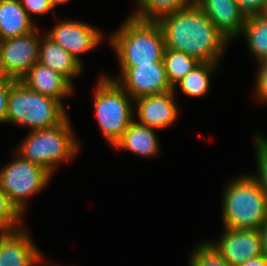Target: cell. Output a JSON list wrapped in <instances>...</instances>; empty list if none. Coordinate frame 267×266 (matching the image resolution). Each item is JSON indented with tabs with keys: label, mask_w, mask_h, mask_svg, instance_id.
Wrapping results in <instances>:
<instances>
[{
	"label": "cell",
	"mask_w": 267,
	"mask_h": 266,
	"mask_svg": "<svg viewBox=\"0 0 267 266\" xmlns=\"http://www.w3.org/2000/svg\"><path fill=\"white\" fill-rule=\"evenodd\" d=\"M47 36L68 51L82 66L80 54L95 49L102 40L99 29L71 19L56 24Z\"/></svg>",
	"instance_id": "cell-10"
},
{
	"label": "cell",
	"mask_w": 267,
	"mask_h": 266,
	"mask_svg": "<svg viewBox=\"0 0 267 266\" xmlns=\"http://www.w3.org/2000/svg\"><path fill=\"white\" fill-rule=\"evenodd\" d=\"M222 196L224 228L260 230L267 195L252 175H242L225 187Z\"/></svg>",
	"instance_id": "cell-3"
},
{
	"label": "cell",
	"mask_w": 267,
	"mask_h": 266,
	"mask_svg": "<svg viewBox=\"0 0 267 266\" xmlns=\"http://www.w3.org/2000/svg\"><path fill=\"white\" fill-rule=\"evenodd\" d=\"M259 71L256 78V93L258 99L262 102H267V59L258 61Z\"/></svg>",
	"instance_id": "cell-26"
},
{
	"label": "cell",
	"mask_w": 267,
	"mask_h": 266,
	"mask_svg": "<svg viewBox=\"0 0 267 266\" xmlns=\"http://www.w3.org/2000/svg\"><path fill=\"white\" fill-rule=\"evenodd\" d=\"M45 36L40 42L39 63L59 72L73 84V78L82 73L83 66L63 47Z\"/></svg>",
	"instance_id": "cell-16"
},
{
	"label": "cell",
	"mask_w": 267,
	"mask_h": 266,
	"mask_svg": "<svg viewBox=\"0 0 267 266\" xmlns=\"http://www.w3.org/2000/svg\"><path fill=\"white\" fill-rule=\"evenodd\" d=\"M12 78L8 75L2 57V41L0 40V81L11 80Z\"/></svg>",
	"instance_id": "cell-31"
},
{
	"label": "cell",
	"mask_w": 267,
	"mask_h": 266,
	"mask_svg": "<svg viewBox=\"0 0 267 266\" xmlns=\"http://www.w3.org/2000/svg\"><path fill=\"white\" fill-rule=\"evenodd\" d=\"M263 226H267V199H266L265 204H264Z\"/></svg>",
	"instance_id": "cell-34"
},
{
	"label": "cell",
	"mask_w": 267,
	"mask_h": 266,
	"mask_svg": "<svg viewBox=\"0 0 267 266\" xmlns=\"http://www.w3.org/2000/svg\"><path fill=\"white\" fill-rule=\"evenodd\" d=\"M237 266H267V257L265 255H261L256 258L248 259Z\"/></svg>",
	"instance_id": "cell-30"
},
{
	"label": "cell",
	"mask_w": 267,
	"mask_h": 266,
	"mask_svg": "<svg viewBox=\"0 0 267 266\" xmlns=\"http://www.w3.org/2000/svg\"><path fill=\"white\" fill-rule=\"evenodd\" d=\"M1 41L5 69L12 79L19 81L39 62L41 38H39L38 29L23 36Z\"/></svg>",
	"instance_id": "cell-9"
},
{
	"label": "cell",
	"mask_w": 267,
	"mask_h": 266,
	"mask_svg": "<svg viewBox=\"0 0 267 266\" xmlns=\"http://www.w3.org/2000/svg\"><path fill=\"white\" fill-rule=\"evenodd\" d=\"M51 176L44 167L18 155L14 161L0 169V188L23 215L26 200L43 190Z\"/></svg>",
	"instance_id": "cell-7"
},
{
	"label": "cell",
	"mask_w": 267,
	"mask_h": 266,
	"mask_svg": "<svg viewBox=\"0 0 267 266\" xmlns=\"http://www.w3.org/2000/svg\"><path fill=\"white\" fill-rule=\"evenodd\" d=\"M22 214L11 203L8 195L0 188V233L23 228Z\"/></svg>",
	"instance_id": "cell-24"
},
{
	"label": "cell",
	"mask_w": 267,
	"mask_h": 266,
	"mask_svg": "<svg viewBox=\"0 0 267 266\" xmlns=\"http://www.w3.org/2000/svg\"><path fill=\"white\" fill-rule=\"evenodd\" d=\"M20 0H0V40L23 36L37 29Z\"/></svg>",
	"instance_id": "cell-18"
},
{
	"label": "cell",
	"mask_w": 267,
	"mask_h": 266,
	"mask_svg": "<svg viewBox=\"0 0 267 266\" xmlns=\"http://www.w3.org/2000/svg\"><path fill=\"white\" fill-rule=\"evenodd\" d=\"M69 121L67 116L54 126L29 131L16 154L44 167L53 175L57 165L72 160L79 150V143Z\"/></svg>",
	"instance_id": "cell-4"
},
{
	"label": "cell",
	"mask_w": 267,
	"mask_h": 266,
	"mask_svg": "<svg viewBox=\"0 0 267 266\" xmlns=\"http://www.w3.org/2000/svg\"><path fill=\"white\" fill-rule=\"evenodd\" d=\"M69 0H50V3L52 5V7L54 8L55 6L57 5H62V4H65L67 3Z\"/></svg>",
	"instance_id": "cell-33"
},
{
	"label": "cell",
	"mask_w": 267,
	"mask_h": 266,
	"mask_svg": "<svg viewBox=\"0 0 267 266\" xmlns=\"http://www.w3.org/2000/svg\"><path fill=\"white\" fill-rule=\"evenodd\" d=\"M243 33L248 49L257 61L267 59V19L262 15L246 18Z\"/></svg>",
	"instance_id": "cell-19"
},
{
	"label": "cell",
	"mask_w": 267,
	"mask_h": 266,
	"mask_svg": "<svg viewBox=\"0 0 267 266\" xmlns=\"http://www.w3.org/2000/svg\"><path fill=\"white\" fill-rule=\"evenodd\" d=\"M21 81L32 91L62 102L74 91L73 84L62 74L36 63Z\"/></svg>",
	"instance_id": "cell-15"
},
{
	"label": "cell",
	"mask_w": 267,
	"mask_h": 266,
	"mask_svg": "<svg viewBox=\"0 0 267 266\" xmlns=\"http://www.w3.org/2000/svg\"><path fill=\"white\" fill-rule=\"evenodd\" d=\"M260 234H261V238H262L263 254L267 257V226H263L260 229Z\"/></svg>",
	"instance_id": "cell-32"
},
{
	"label": "cell",
	"mask_w": 267,
	"mask_h": 266,
	"mask_svg": "<svg viewBox=\"0 0 267 266\" xmlns=\"http://www.w3.org/2000/svg\"><path fill=\"white\" fill-rule=\"evenodd\" d=\"M189 266H231L214 247L212 241L202 242L194 248L189 259Z\"/></svg>",
	"instance_id": "cell-23"
},
{
	"label": "cell",
	"mask_w": 267,
	"mask_h": 266,
	"mask_svg": "<svg viewBox=\"0 0 267 266\" xmlns=\"http://www.w3.org/2000/svg\"><path fill=\"white\" fill-rule=\"evenodd\" d=\"M110 37L120 67H135L163 60L165 40L157 21L129 16Z\"/></svg>",
	"instance_id": "cell-2"
},
{
	"label": "cell",
	"mask_w": 267,
	"mask_h": 266,
	"mask_svg": "<svg viewBox=\"0 0 267 266\" xmlns=\"http://www.w3.org/2000/svg\"><path fill=\"white\" fill-rule=\"evenodd\" d=\"M194 3L229 41L241 34L247 17L235 0H194Z\"/></svg>",
	"instance_id": "cell-14"
},
{
	"label": "cell",
	"mask_w": 267,
	"mask_h": 266,
	"mask_svg": "<svg viewBox=\"0 0 267 266\" xmlns=\"http://www.w3.org/2000/svg\"><path fill=\"white\" fill-rule=\"evenodd\" d=\"M15 81L14 79L0 81V124L6 123L9 91Z\"/></svg>",
	"instance_id": "cell-29"
},
{
	"label": "cell",
	"mask_w": 267,
	"mask_h": 266,
	"mask_svg": "<svg viewBox=\"0 0 267 266\" xmlns=\"http://www.w3.org/2000/svg\"><path fill=\"white\" fill-rule=\"evenodd\" d=\"M246 17L261 15L265 9L267 0H235Z\"/></svg>",
	"instance_id": "cell-28"
},
{
	"label": "cell",
	"mask_w": 267,
	"mask_h": 266,
	"mask_svg": "<svg viewBox=\"0 0 267 266\" xmlns=\"http://www.w3.org/2000/svg\"><path fill=\"white\" fill-rule=\"evenodd\" d=\"M174 97L175 89L135 99L137 122L154 129L171 126L179 116Z\"/></svg>",
	"instance_id": "cell-12"
},
{
	"label": "cell",
	"mask_w": 267,
	"mask_h": 266,
	"mask_svg": "<svg viewBox=\"0 0 267 266\" xmlns=\"http://www.w3.org/2000/svg\"><path fill=\"white\" fill-rule=\"evenodd\" d=\"M93 95L98 126L110 145L114 146L135 119L134 99L114 80L100 75Z\"/></svg>",
	"instance_id": "cell-6"
},
{
	"label": "cell",
	"mask_w": 267,
	"mask_h": 266,
	"mask_svg": "<svg viewBox=\"0 0 267 266\" xmlns=\"http://www.w3.org/2000/svg\"><path fill=\"white\" fill-rule=\"evenodd\" d=\"M157 22L166 48L182 51L200 62L218 63L229 42L194 2L161 16Z\"/></svg>",
	"instance_id": "cell-1"
},
{
	"label": "cell",
	"mask_w": 267,
	"mask_h": 266,
	"mask_svg": "<svg viewBox=\"0 0 267 266\" xmlns=\"http://www.w3.org/2000/svg\"><path fill=\"white\" fill-rule=\"evenodd\" d=\"M155 130L133 120L114 147L119 150L127 149L141 157L152 158L160 150Z\"/></svg>",
	"instance_id": "cell-17"
},
{
	"label": "cell",
	"mask_w": 267,
	"mask_h": 266,
	"mask_svg": "<svg viewBox=\"0 0 267 266\" xmlns=\"http://www.w3.org/2000/svg\"><path fill=\"white\" fill-rule=\"evenodd\" d=\"M121 74L116 81L132 99L160 94L173 90L168 82L163 61L138 65L135 67H120Z\"/></svg>",
	"instance_id": "cell-8"
},
{
	"label": "cell",
	"mask_w": 267,
	"mask_h": 266,
	"mask_svg": "<svg viewBox=\"0 0 267 266\" xmlns=\"http://www.w3.org/2000/svg\"><path fill=\"white\" fill-rule=\"evenodd\" d=\"M224 229L219 241L212 244L231 266L264 255L260 230Z\"/></svg>",
	"instance_id": "cell-11"
},
{
	"label": "cell",
	"mask_w": 267,
	"mask_h": 266,
	"mask_svg": "<svg viewBox=\"0 0 267 266\" xmlns=\"http://www.w3.org/2000/svg\"><path fill=\"white\" fill-rule=\"evenodd\" d=\"M24 228L0 233V266H35L43 260Z\"/></svg>",
	"instance_id": "cell-13"
},
{
	"label": "cell",
	"mask_w": 267,
	"mask_h": 266,
	"mask_svg": "<svg viewBox=\"0 0 267 266\" xmlns=\"http://www.w3.org/2000/svg\"><path fill=\"white\" fill-rule=\"evenodd\" d=\"M67 116L64 104L57 99L32 91L21 80L11 85L6 123L35 131L61 123Z\"/></svg>",
	"instance_id": "cell-5"
},
{
	"label": "cell",
	"mask_w": 267,
	"mask_h": 266,
	"mask_svg": "<svg viewBox=\"0 0 267 266\" xmlns=\"http://www.w3.org/2000/svg\"><path fill=\"white\" fill-rule=\"evenodd\" d=\"M193 2L194 0H136L137 9L130 16L157 21L161 16L188 7Z\"/></svg>",
	"instance_id": "cell-22"
},
{
	"label": "cell",
	"mask_w": 267,
	"mask_h": 266,
	"mask_svg": "<svg viewBox=\"0 0 267 266\" xmlns=\"http://www.w3.org/2000/svg\"><path fill=\"white\" fill-rule=\"evenodd\" d=\"M261 15H262L265 19H267V3H266V5H265V9H264V11L261 13Z\"/></svg>",
	"instance_id": "cell-35"
},
{
	"label": "cell",
	"mask_w": 267,
	"mask_h": 266,
	"mask_svg": "<svg viewBox=\"0 0 267 266\" xmlns=\"http://www.w3.org/2000/svg\"><path fill=\"white\" fill-rule=\"evenodd\" d=\"M256 163L258 174L252 177L259 183L267 195V138L261 134H255Z\"/></svg>",
	"instance_id": "cell-25"
},
{
	"label": "cell",
	"mask_w": 267,
	"mask_h": 266,
	"mask_svg": "<svg viewBox=\"0 0 267 266\" xmlns=\"http://www.w3.org/2000/svg\"><path fill=\"white\" fill-rule=\"evenodd\" d=\"M20 2L30 18L31 13L43 15L53 9L50 0H20Z\"/></svg>",
	"instance_id": "cell-27"
},
{
	"label": "cell",
	"mask_w": 267,
	"mask_h": 266,
	"mask_svg": "<svg viewBox=\"0 0 267 266\" xmlns=\"http://www.w3.org/2000/svg\"><path fill=\"white\" fill-rule=\"evenodd\" d=\"M163 64L171 87L175 89L177 83L191 72L200 61L182 51L166 48L163 54Z\"/></svg>",
	"instance_id": "cell-20"
},
{
	"label": "cell",
	"mask_w": 267,
	"mask_h": 266,
	"mask_svg": "<svg viewBox=\"0 0 267 266\" xmlns=\"http://www.w3.org/2000/svg\"><path fill=\"white\" fill-rule=\"evenodd\" d=\"M217 65L219 64L200 62L177 83L181 91L192 98L206 95L210 87V74L215 71Z\"/></svg>",
	"instance_id": "cell-21"
}]
</instances>
